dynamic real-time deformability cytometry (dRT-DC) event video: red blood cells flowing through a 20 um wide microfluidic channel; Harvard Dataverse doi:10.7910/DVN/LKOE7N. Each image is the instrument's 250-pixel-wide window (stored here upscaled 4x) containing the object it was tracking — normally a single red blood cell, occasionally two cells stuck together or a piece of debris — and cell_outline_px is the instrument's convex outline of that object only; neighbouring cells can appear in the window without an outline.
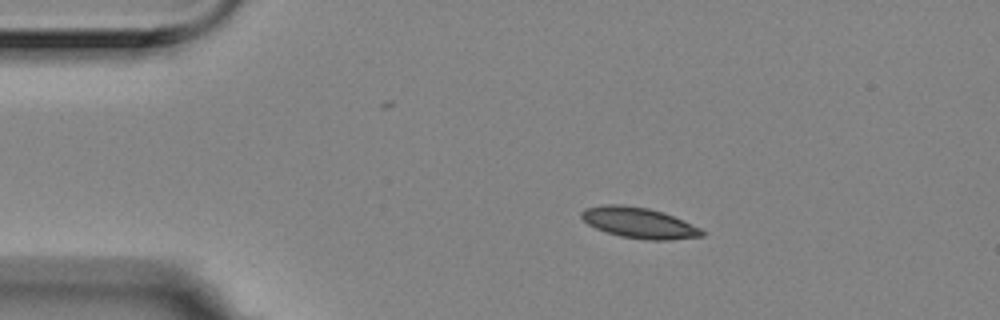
{"species": "Egyptian fruit bat (a non-hibernating species)", "species_latin": "Rousettus aegyptiacus", "temperature_condition": "room temperature", "stored_images_in_passage": 9, "camera_frame_rate_fps": 3000, "um_per_image_px": 0.085, "animal": {"sex": "female"}, "frame": {"image": 1, "passage_image": 1, "time_ms": 0.0, "image_size_px": [1000, 320], "cell_outline_px": [[704, 236], [672, 240], [648, 240], [620, 236], [596, 228], [588, 224], [580, 216], [580, 212], [584, 208], [604, 204], [620, 204], [648, 208], [672, 216], [700, 228], [704, 232]], "centroid_in_image_um": [54.28, 18.94], "position_along_channel_um": 30.7, "area_um2": 21.39}}
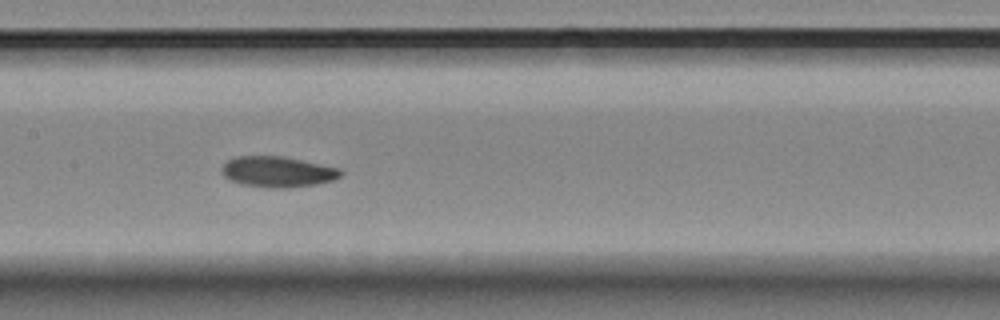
{"frame": {"image": 2, "passage_image": 6, "time_ms": 1.667, "image_size_px": [1000, 320], "cell_outline_px": [[344, 172], [340, 176], [332, 180], [316, 184], [288, 188], [272, 188], [244, 184], [232, 180], [224, 176], [220, 168], [228, 160], [236, 156], [280, 156], [340, 168]], "centroid_in_image_um": [23.6, 14.6], "position_along_channel_um": 183.8, "area_um2": 21.04}}
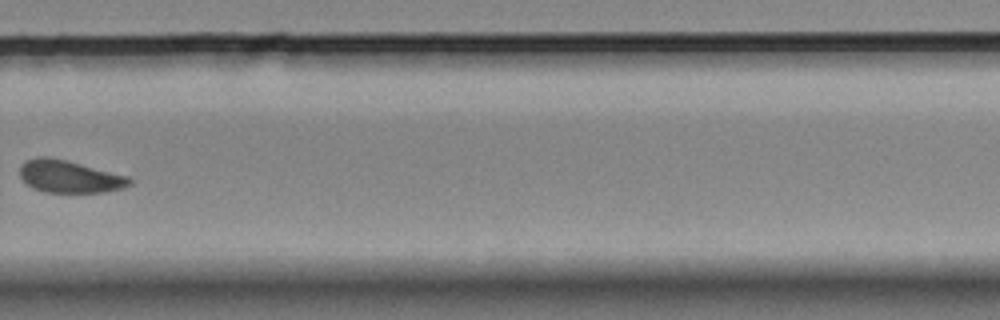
{"frame": {"image": 3, "passage_image": 9, "time_ms": 2.667, "image_size_px": [1000, 320], "cell_outline_px": [[132, 184], [124, 188], [108, 192], [44, 192], [32, 188], [20, 176], [20, 164], [24, 160], [36, 156], [48, 156], [128, 176], [132, 180]], "centroid_in_image_um": [5.89, 15.01], "position_along_channel_um": 323.9, "area_um2": 20.75}}